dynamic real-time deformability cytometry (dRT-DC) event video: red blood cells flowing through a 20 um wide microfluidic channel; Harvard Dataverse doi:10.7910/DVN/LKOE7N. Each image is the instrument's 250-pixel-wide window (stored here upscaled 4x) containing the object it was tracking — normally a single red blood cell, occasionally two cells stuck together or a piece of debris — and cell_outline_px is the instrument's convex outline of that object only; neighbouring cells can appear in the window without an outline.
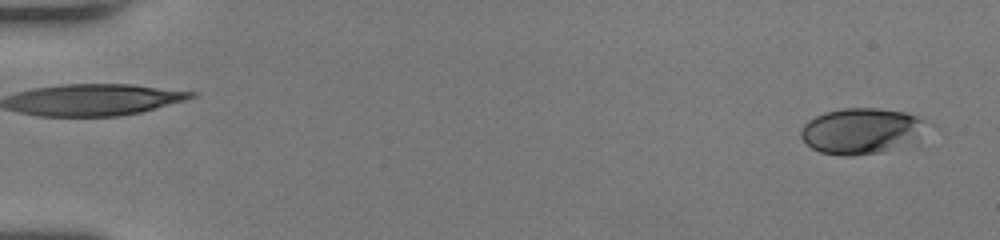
{"species": "human", "species_latin": "Homo sapiens", "temperature_condition": "room temperature", "stored_images_in_passage": 15, "camera_frame_rate_fps": 3000, "um_per_image_px": 0.085, "donor": {"sex": "female"}, "frame": {"image": 1, "passage_image": 2, "time_ms": 0.333, "image_size_px": [1000, 240], "cell_outline_px": [[924, 120], [920, 148], [852, 156], [840, 156], [820, 152], [812, 148], [800, 136], [800, 128], [808, 120], [824, 112], [844, 108], [880, 108], [904, 112], [916, 116]], "centroid_in_image_um": [73.33, 11.19], "position_along_channel_um": 11.7, "area_um2": 34.97}}